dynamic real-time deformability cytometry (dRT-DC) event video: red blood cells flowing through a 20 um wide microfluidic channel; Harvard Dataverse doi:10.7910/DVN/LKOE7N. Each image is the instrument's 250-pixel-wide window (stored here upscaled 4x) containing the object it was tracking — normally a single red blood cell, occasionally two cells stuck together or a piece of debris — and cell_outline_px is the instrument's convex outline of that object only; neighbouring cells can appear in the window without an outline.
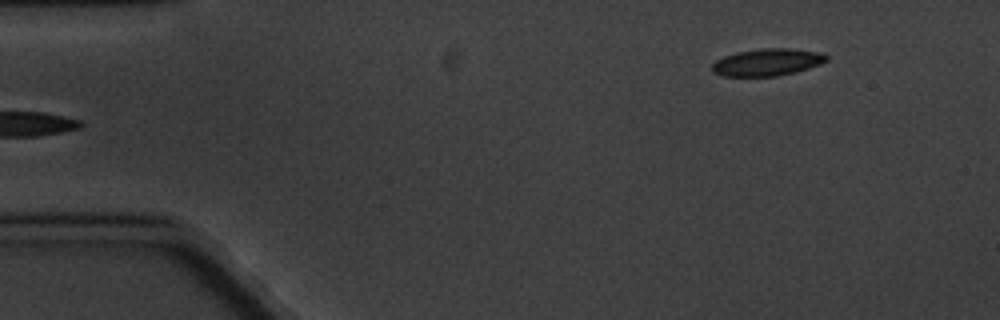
{"species": "common noctule bat (a hibernating species)", "species_latin": "Nyctalus noctula", "temperature_condition": "cold", "stored_images_in_passage": 3, "camera_frame_rate_fps": 3000, "um_per_image_px": 0.085, "animal": {"sex": "male", "body_mass_g": 20.1, "forearm_length_mm": 53.5}, "frame": {"image": 1, "passage_image": 3, "time_ms": 2.333, "image_size_px": [1000, 320], "cell_outline_px": [[828, 60], [820, 64], [796, 72], [776, 76], [720, 76], [712, 72], [712, 64], [716, 60], [724, 56], [736, 52], [764, 48], [792, 48], [820, 52], [828, 56]], "centroid_in_image_um": [65.21, 5.29], "position_along_channel_um": 19.8, "area_um2": 18.21}}